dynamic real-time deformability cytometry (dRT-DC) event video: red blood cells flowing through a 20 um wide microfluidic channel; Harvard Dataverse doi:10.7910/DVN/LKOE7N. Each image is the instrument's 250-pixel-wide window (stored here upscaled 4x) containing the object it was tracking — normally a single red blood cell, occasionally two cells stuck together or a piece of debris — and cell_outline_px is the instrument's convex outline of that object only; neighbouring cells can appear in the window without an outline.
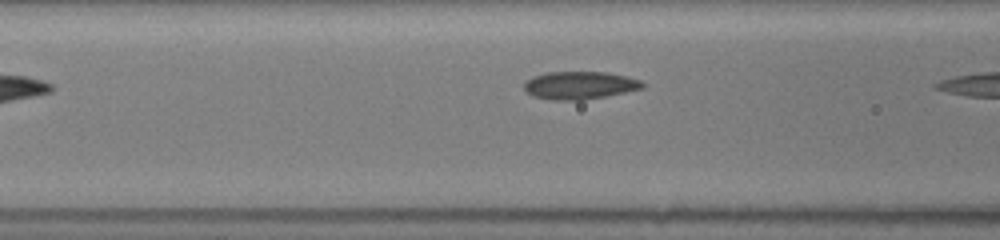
{"species": "common noctule bat (a hibernating species)", "species_latin": "Nyctalus noctula", "temperature_condition": "room temperature", "stored_images_in_passage": 6, "camera_frame_rate_fps": 3000, "um_per_image_px": 0.085, "animal": {"sex": "female", "body_mass_g": 19.5, "forearm_length_mm": 54.1}, "frame": {"image": 1, "passage_image": 5, "time_ms": 1.0, "image_size_px": [1000, 240], "cell_outline_px": [[644, 88], [584, 100], [552, 100], [532, 96], [524, 88], [524, 84], [532, 76], [548, 72], [608, 72], [628, 76], [640, 80], [644, 84]], "centroid_in_image_um": [49.28, 7.24], "position_along_channel_um": 117.3, "area_um2": 19.13}}